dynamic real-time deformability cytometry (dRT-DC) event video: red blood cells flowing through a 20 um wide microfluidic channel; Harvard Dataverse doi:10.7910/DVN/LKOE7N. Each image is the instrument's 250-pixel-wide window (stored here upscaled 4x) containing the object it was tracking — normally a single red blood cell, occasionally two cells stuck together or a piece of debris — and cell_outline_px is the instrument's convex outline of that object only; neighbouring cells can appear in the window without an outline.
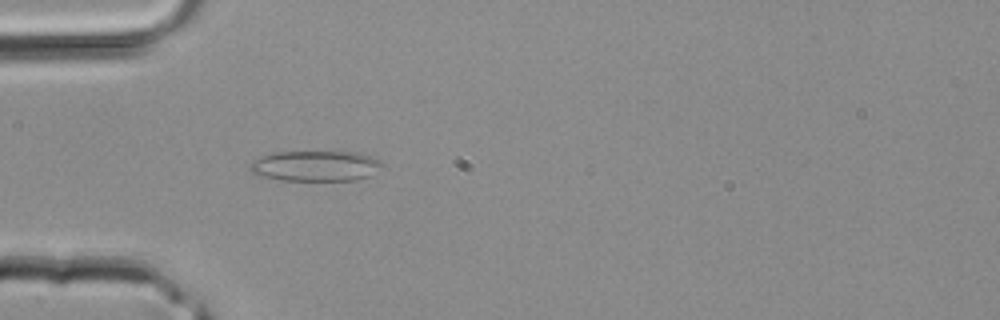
{"species": "common noctule bat (a hibernating species)", "species_latin": "Nyctalus noctula", "temperature_condition": "room temperature", "stored_images_in_passage": 38, "camera_frame_rate_fps": 3000, "um_per_image_px": 0.085, "animal": {"sex": "male", "body_mass_g": 20.4}, "frame": {"image": 1, "passage_image": 11, "time_ms": 3.333, "image_size_px": [1000, 320], "cell_outline_px": [[384, 164], [368, 176], [356, 180], [280, 180], [260, 176], [252, 172], [248, 168], [256, 160], [272, 152], [356, 152], [372, 156], [380, 160]], "centroid_in_image_um": [26.83, 14.1], "position_along_channel_um": 58.2, "area_um2": 23.24}}
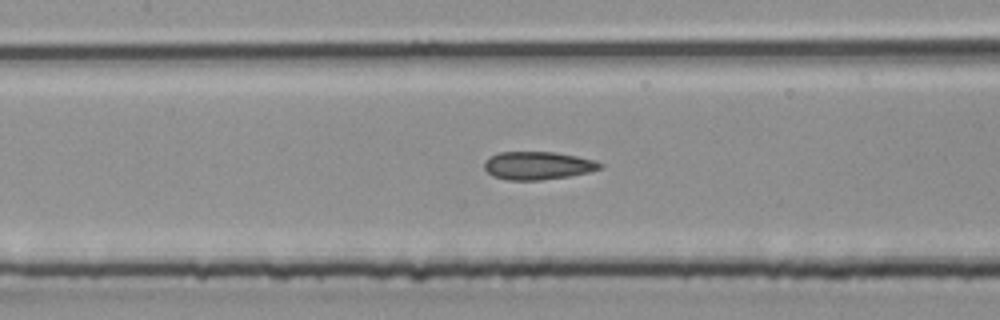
{"frame": {"image": 2, "passage_image": 17, "time_ms": 5.333, "image_size_px": [1000, 320], "cell_outline_px": [[604, 168], [588, 172], [568, 176], [540, 180], [508, 180], [492, 176], [484, 168], [484, 160], [488, 156], [500, 152], [556, 152], [576, 156], [592, 160], [604, 164]], "centroid_in_image_um": [45.68, 14.07], "position_along_channel_um": 161.7, "area_um2": 18.96}}
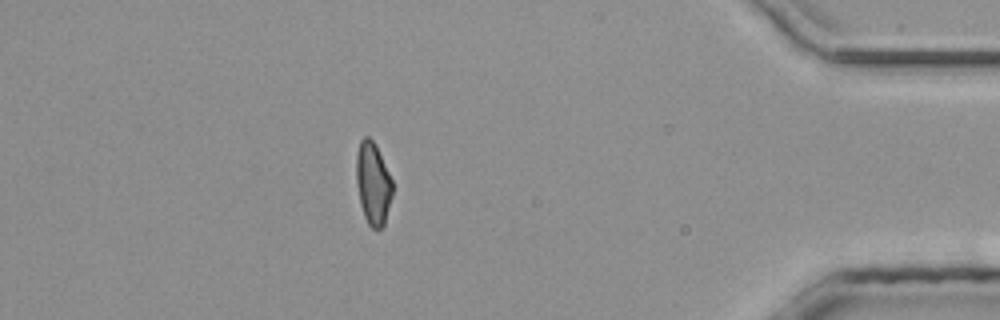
{"frame": {"image": 3, "passage_image": 33, "time_ms": 10.667, "image_size_px": [1000, 320], "cell_outline_px": [[392, 196], [384, 224], [376, 232], [368, 224], [364, 216], [360, 204], [356, 180], [356, 152], [360, 140], [364, 136], [368, 136], [376, 144], [392, 180]], "centroid_in_image_um": [31.69, 15.59], "position_along_channel_um": 403.5, "area_um2": 17.51}}